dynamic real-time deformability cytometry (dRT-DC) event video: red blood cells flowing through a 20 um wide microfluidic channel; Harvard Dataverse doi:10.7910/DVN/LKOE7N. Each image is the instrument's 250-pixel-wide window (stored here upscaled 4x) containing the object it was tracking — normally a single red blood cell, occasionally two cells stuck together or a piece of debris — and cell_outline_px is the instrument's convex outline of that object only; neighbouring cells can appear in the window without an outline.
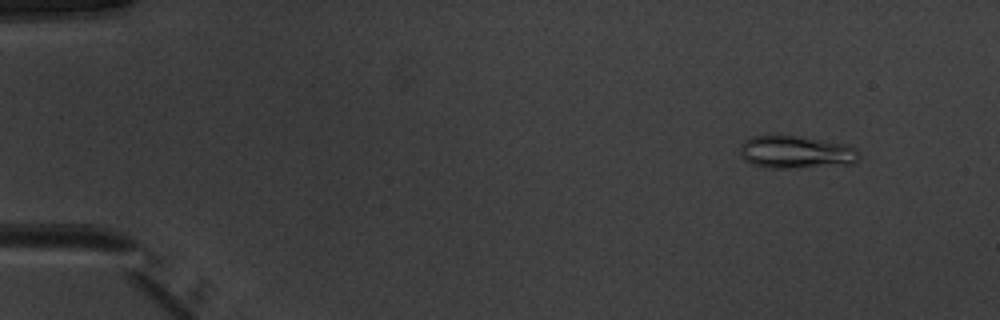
{"species": "common noctule bat (a hibernating species)", "species_latin": "Nyctalus noctula", "temperature_condition": "warm", "stored_images_in_passage": 51, "camera_frame_rate_fps": 3000, "um_per_image_px": 0.085, "animal": {"sex": "male", "body_mass_g": 20.1, "forearm_length_mm": 53.5}, "frame": {"image": 1, "passage_image": 5, "time_ms": 1.333, "image_size_px": [1000, 320], "cell_outline_px": [[860, 156], [856, 164], [792, 168], [764, 168], [752, 164], [744, 160], [740, 156], [740, 148], [744, 140], [752, 136], [776, 132], [848, 144], [856, 148], [860, 152]], "centroid_in_image_um": [67.65, 12.9], "position_along_channel_um": 17.4, "area_um2": 23.76}}
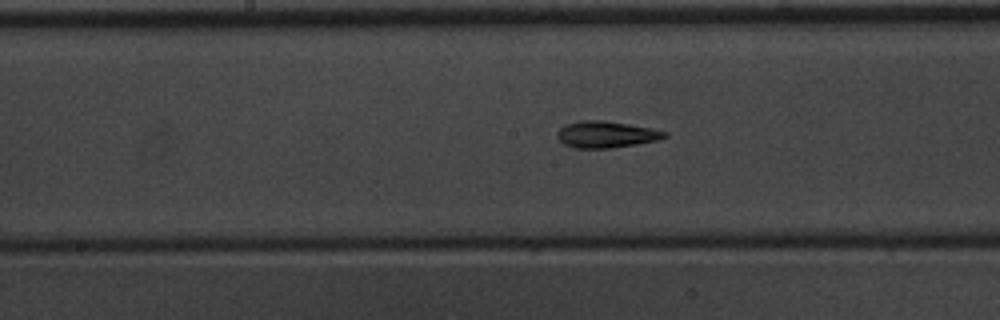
{"frame": {"image": 2, "passage_image": 27, "time_ms": 8.667, "image_size_px": [1000, 320], "cell_outline_px": [[668, 136], [660, 140], [636, 144], [608, 148], [572, 148], [564, 144], [556, 136], [556, 132], [564, 124], [580, 120], [604, 120], [652, 128], [668, 132]], "centroid_in_image_um": [51.51, 11.42], "position_along_channel_um": 196.7, "area_um2": 16.82}}
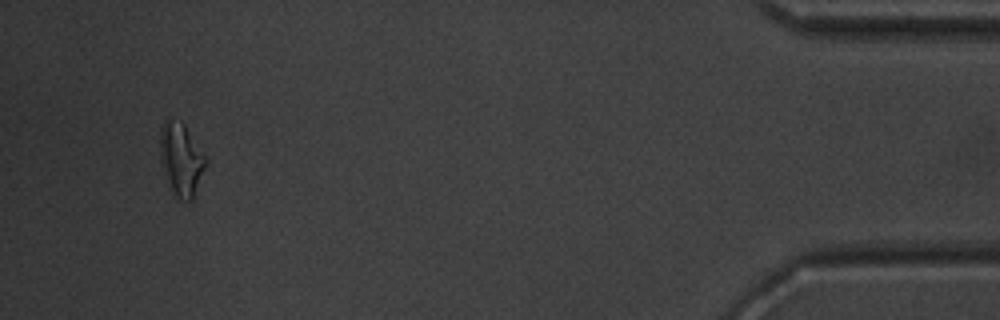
{"frame": {"image": 3, "passage_image": 49, "time_ms": 16.0, "image_size_px": [1000, 320], "cell_outline_px": [[208, 164], [192, 200], [180, 200], [172, 192], [164, 172], [160, 156], [160, 128], [164, 120], [180, 120], [184, 124], [208, 160]], "centroid_in_image_um": [15.41, 13.54], "position_along_channel_um": 419.8, "area_um2": 19.36}, "authors_computed_cell_mechanics": {"area_um2": 16.762, "velocity_mm_per_s": 3.9719, "shape_relaxation_time_tau1_ms": 7.7994, "shape_relaxation_time_tau2_ms": 4.0674, "deformation_change_tau1": 0.1771, "deformation_change_tau2": 0.1111}}